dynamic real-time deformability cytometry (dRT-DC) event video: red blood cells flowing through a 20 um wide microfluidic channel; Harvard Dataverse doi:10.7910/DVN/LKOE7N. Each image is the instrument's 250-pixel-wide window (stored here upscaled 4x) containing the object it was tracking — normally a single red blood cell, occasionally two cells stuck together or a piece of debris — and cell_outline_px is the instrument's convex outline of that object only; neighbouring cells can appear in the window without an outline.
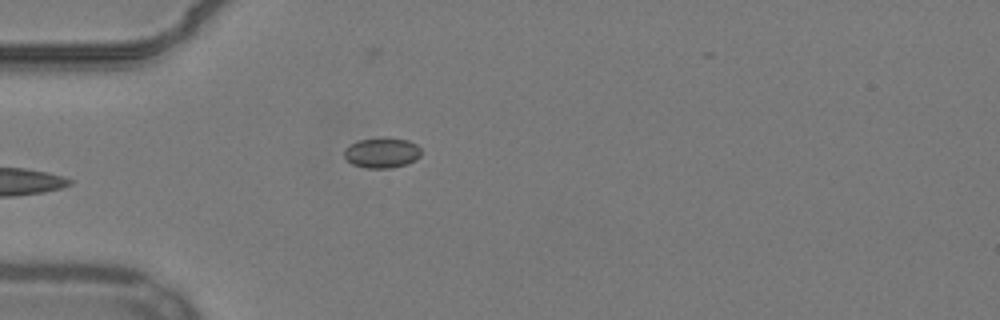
{"species": "common noctule bat (a hibernating species)", "species_latin": "Nyctalus noctula", "temperature_condition": "warm", "stored_images_in_passage": 27, "camera_frame_rate_fps": 3000, "um_per_image_px": 0.085, "animal": {"sex": "male", "body_mass_g": 19.2, "forearm_length_mm": 51.8}, "frame": {"image": 1, "passage_image": 1, "time_ms": 0.0, "image_size_px": [1000, 320], "cell_outline_px": [[420, 156], [416, 160], [408, 164], [392, 168], [368, 168], [352, 164], [344, 156], [344, 148], [356, 140], [408, 140], [416, 144], [420, 148]], "centroid_in_image_um": [32.46, 13.03], "position_along_channel_um": 52.5, "area_um2": 13.18}}
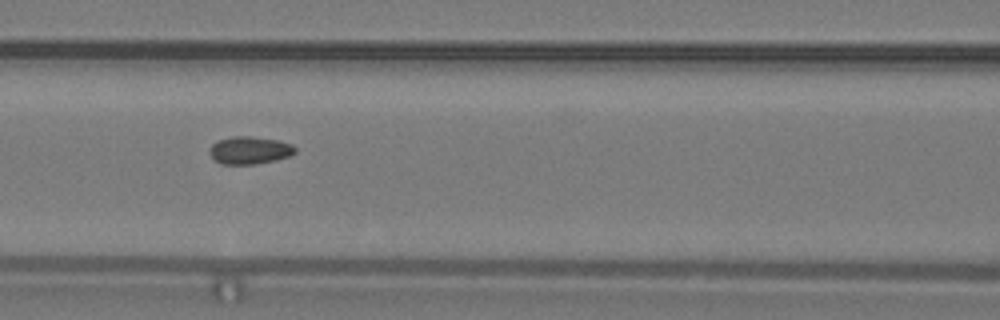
{"frame": {"image": 2, "passage_image": 9, "time_ms": 2.667, "image_size_px": [1000, 320], "cell_outline_px": [[296, 152], [288, 156], [276, 160], [256, 164], [220, 164], [212, 160], [208, 152], [208, 148], [216, 140], [232, 136], [252, 136], [276, 140], [292, 144], [296, 148]], "centroid_in_image_um": [21.15, 12.77], "position_along_channel_um": 145.5, "area_um2": 14.05}}
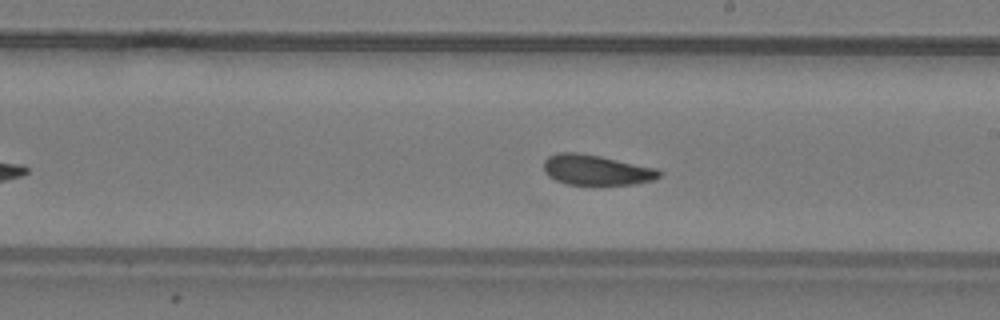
{"frame": {"image": 3, "passage_image": 13, "time_ms": 4.0, "image_size_px": [1000, 320], "cell_outline_px": [[660, 176], [652, 180], [636, 184], [596, 188], [568, 184], [556, 180], [548, 176], [544, 172], [544, 160], [548, 156], [556, 152], [576, 152], [600, 156], [656, 168], [660, 172]], "centroid_in_image_um": [50.66, 14.5], "position_along_channel_um": 238.3, "area_um2": 21.21}, "authors_computed_cell_mechanics": {"area_um2": 18.3804, "velocity_mm_per_s": 3.8201, "shape_relaxation_time_tau1_ms": null, "shape_relaxation_time_tau2_ms": 2.0925, "deformation_change_tau1": null, "deformation_change_tau2": 0.0888}}